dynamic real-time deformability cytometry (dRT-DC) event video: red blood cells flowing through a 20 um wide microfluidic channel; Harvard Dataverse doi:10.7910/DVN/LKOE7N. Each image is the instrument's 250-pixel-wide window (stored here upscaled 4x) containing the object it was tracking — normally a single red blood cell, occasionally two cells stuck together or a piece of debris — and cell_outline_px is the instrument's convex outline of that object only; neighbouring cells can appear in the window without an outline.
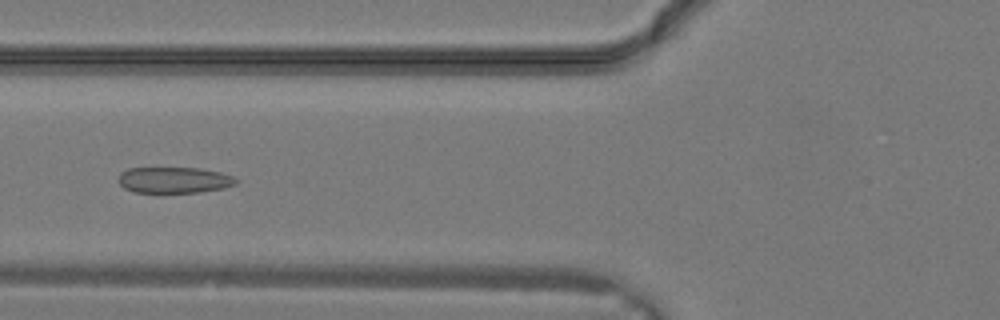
{"species": "common noctule bat (a hibernating species)", "species_latin": "Nyctalus noctula", "temperature_condition": "warm", "stored_images_in_passage": 8, "camera_frame_rate_fps": 3000, "um_per_image_px": 0.085, "animal": {"sex": "male", "body_mass_g": 19.2, "forearm_length_mm": 51.8}, "frame": {"image": 1, "passage_image": 3, "time_ms": 0.667, "image_size_px": [1000, 320], "cell_outline_px": [[236, 184], [224, 188], [200, 192], [132, 192], [124, 188], [116, 180], [120, 172], [128, 168], [200, 168], [220, 172], [232, 176], [236, 180]], "centroid_in_image_um": [14.75, 15.3], "position_along_channel_um": 111.1, "area_um2": 17.92}}
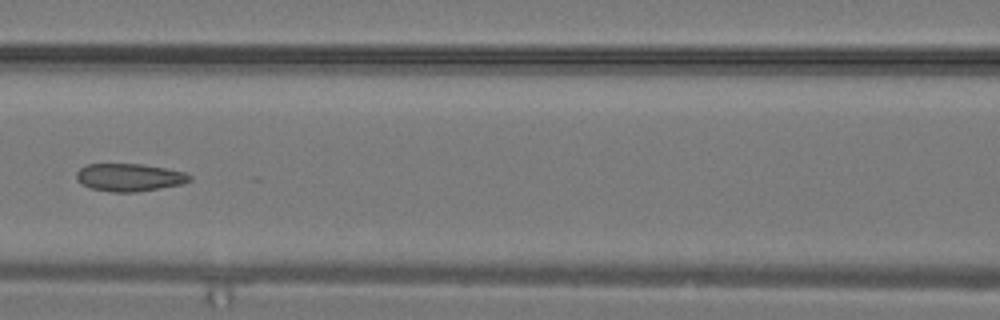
{"frame": {"image": 2, "passage_image": 5, "time_ms": 1.333, "image_size_px": [1000, 320], "cell_outline_px": [[192, 180], [180, 184], [136, 192], [112, 192], [88, 188], [80, 184], [76, 180], [76, 172], [80, 168], [88, 164], [140, 164], [164, 168], [184, 172], [192, 176]], "centroid_in_image_um": [10.94, 15.08], "position_along_channel_um": 155.7, "area_um2": 18.26}}
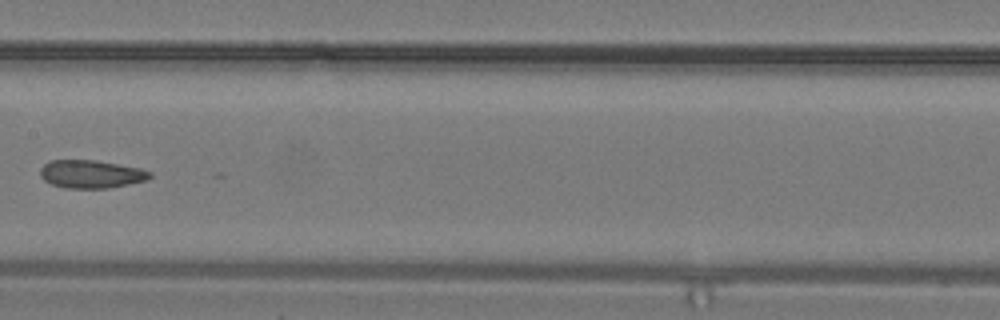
{"frame": {"image": 3, "passage_image": 7, "time_ms": 2.0, "image_size_px": [1000, 320], "cell_outline_px": [[152, 176], [148, 180], [108, 188], [64, 188], [52, 184], [44, 180], [40, 176], [40, 168], [44, 164], [52, 160], [96, 160], [140, 168], [152, 172]], "centroid_in_image_um": [7.75, 14.8], "position_along_channel_um": 199.7, "area_um2": 17.98}}